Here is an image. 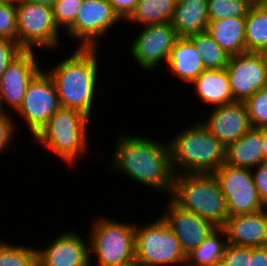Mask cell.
<instances>
[{
	"label": "cell",
	"mask_w": 267,
	"mask_h": 266,
	"mask_svg": "<svg viewBox=\"0 0 267 266\" xmlns=\"http://www.w3.org/2000/svg\"><path fill=\"white\" fill-rule=\"evenodd\" d=\"M117 138L111 160L110 172L116 171L134 183L149 187L153 192L170 196L174 172L171 165V152L167 140H156L139 134L116 133Z\"/></svg>",
	"instance_id": "6da1fadb"
},
{
	"label": "cell",
	"mask_w": 267,
	"mask_h": 266,
	"mask_svg": "<svg viewBox=\"0 0 267 266\" xmlns=\"http://www.w3.org/2000/svg\"><path fill=\"white\" fill-rule=\"evenodd\" d=\"M99 52L98 48L77 47L63 60L46 67L56 86L61 108L74 109L93 117L94 100L98 96L97 89H100Z\"/></svg>",
	"instance_id": "7a4b0ae2"
},
{
	"label": "cell",
	"mask_w": 267,
	"mask_h": 266,
	"mask_svg": "<svg viewBox=\"0 0 267 266\" xmlns=\"http://www.w3.org/2000/svg\"><path fill=\"white\" fill-rule=\"evenodd\" d=\"M168 138L174 174H213L225 162L224 145L199 121Z\"/></svg>",
	"instance_id": "3957f363"
},
{
	"label": "cell",
	"mask_w": 267,
	"mask_h": 266,
	"mask_svg": "<svg viewBox=\"0 0 267 266\" xmlns=\"http://www.w3.org/2000/svg\"><path fill=\"white\" fill-rule=\"evenodd\" d=\"M90 117L84 113L74 110L60 108L48 120L41 131L31 139L50 153L52 152L61 161L74 167L79 159L85 156L90 150L88 131Z\"/></svg>",
	"instance_id": "277c9868"
},
{
	"label": "cell",
	"mask_w": 267,
	"mask_h": 266,
	"mask_svg": "<svg viewBox=\"0 0 267 266\" xmlns=\"http://www.w3.org/2000/svg\"><path fill=\"white\" fill-rule=\"evenodd\" d=\"M169 198L217 227H223L229 217L225 196L213 174L174 175Z\"/></svg>",
	"instance_id": "5b68a950"
},
{
	"label": "cell",
	"mask_w": 267,
	"mask_h": 266,
	"mask_svg": "<svg viewBox=\"0 0 267 266\" xmlns=\"http://www.w3.org/2000/svg\"><path fill=\"white\" fill-rule=\"evenodd\" d=\"M107 216H97L91 221L92 225L89 228L91 231L87 233L90 261L96 266H122L135 263L134 221L123 222Z\"/></svg>",
	"instance_id": "8992f818"
},
{
	"label": "cell",
	"mask_w": 267,
	"mask_h": 266,
	"mask_svg": "<svg viewBox=\"0 0 267 266\" xmlns=\"http://www.w3.org/2000/svg\"><path fill=\"white\" fill-rule=\"evenodd\" d=\"M135 258L139 266H185L186 255L178 238L159 217L135 223Z\"/></svg>",
	"instance_id": "52a82bcc"
},
{
	"label": "cell",
	"mask_w": 267,
	"mask_h": 266,
	"mask_svg": "<svg viewBox=\"0 0 267 266\" xmlns=\"http://www.w3.org/2000/svg\"><path fill=\"white\" fill-rule=\"evenodd\" d=\"M15 5L17 42L23 49L60 50L62 31L55 24L52 6L23 0H16Z\"/></svg>",
	"instance_id": "ba28073f"
},
{
	"label": "cell",
	"mask_w": 267,
	"mask_h": 266,
	"mask_svg": "<svg viewBox=\"0 0 267 266\" xmlns=\"http://www.w3.org/2000/svg\"><path fill=\"white\" fill-rule=\"evenodd\" d=\"M60 108L54 81L47 70L41 69L29 82L16 114L22 118V123L26 125V128L28 127L33 138Z\"/></svg>",
	"instance_id": "9c48e42d"
},
{
	"label": "cell",
	"mask_w": 267,
	"mask_h": 266,
	"mask_svg": "<svg viewBox=\"0 0 267 266\" xmlns=\"http://www.w3.org/2000/svg\"><path fill=\"white\" fill-rule=\"evenodd\" d=\"M121 21L107 0H83L75 22L65 36L67 33V37L78 40L79 47L100 49L101 38Z\"/></svg>",
	"instance_id": "30bf717a"
},
{
	"label": "cell",
	"mask_w": 267,
	"mask_h": 266,
	"mask_svg": "<svg viewBox=\"0 0 267 266\" xmlns=\"http://www.w3.org/2000/svg\"><path fill=\"white\" fill-rule=\"evenodd\" d=\"M213 175L225 196L229 217L255 213L266 208L258 196L251 169L224 163Z\"/></svg>",
	"instance_id": "8fae6325"
},
{
	"label": "cell",
	"mask_w": 267,
	"mask_h": 266,
	"mask_svg": "<svg viewBox=\"0 0 267 266\" xmlns=\"http://www.w3.org/2000/svg\"><path fill=\"white\" fill-rule=\"evenodd\" d=\"M140 28L128 50L134 62L142 70L151 73L164 62L167 64L170 52L179 36L171 22Z\"/></svg>",
	"instance_id": "7c38bea8"
},
{
	"label": "cell",
	"mask_w": 267,
	"mask_h": 266,
	"mask_svg": "<svg viewBox=\"0 0 267 266\" xmlns=\"http://www.w3.org/2000/svg\"><path fill=\"white\" fill-rule=\"evenodd\" d=\"M38 59L35 50H24L3 73L0 80V101L6 113L15 114L21 106L29 82L42 69ZM8 107L14 111H8Z\"/></svg>",
	"instance_id": "4fadbf2b"
},
{
	"label": "cell",
	"mask_w": 267,
	"mask_h": 266,
	"mask_svg": "<svg viewBox=\"0 0 267 266\" xmlns=\"http://www.w3.org/2000/svg\"><path fill=\"white\" fill-rule=\"evenodd\" d=\"M226 70L235 101L245 102L267 86V72L257 52L230 56Z\"/></svg>",
	"instance_id": "5bb4252c"
},
{
	"label": "cell",
	"mask_w": 267,
	"mask_h": 266,
	"mask_svg": "<svg viewBox=\"0 0 267 266\" xmlns=\"http://www.w3.org/2000/svg\"><path fill=\"white\" fill-rule=\"evenodd\" d=\"M160 216L178 238L185 255L198 247L217 226L209 220L176 205L169 197ZM167 208V209H166Z\"/></svg>",
	"instance_id": "9a60e30c"
},
{
	"label": "cell",
	"mask_w": 267,
	"mask_h": 266,
	"mask_svg": "<svg viewBox=\"0 0 267 266\" xmlns=\"http://www.w3.org/2000/svg\"><path fill=\"white\" fill-rule=\"evenodd\" d=\"M78 233L73 228L65 230L44 249L38 247V266H84L89 262V237L85 240Z\"/></svg>",
	"instance_id": "2e32d148"
},
{
	"label": "cell",
	"mask_w": 267,
	"mask_h": 266,
	"mask_svg": "<svg viewBox=\"0 0 267 266\" xmlns=\"http://www.w3.org/2000/svg\"><path fill=\"white\" fill-rule=\"evenodd\" d=\"M200 122L224 147L252 128L245 102L238 101L210 109L206 120L203 118Z\"/></svg>",
	"instance_id": "e0dca14e"
},
{
	"label": "cell",
	"mask_w": 267,
	"mask_h": 266,
	"mask_svg": "<svg viewBox=\"0 0 267 266\" xmlns=\"http://www.w3.org/2000/svg\"><path fill=\"white\" fill-rule=\"evenodd\" d=\"M223 228L228 244L245 247L267 246V208L255 213L230 216Z\"/></svg>",
	"instance_id": "ac0fdd59"
},
{
	"label": "cell",
	"mask_w": 267,
	"mask_h": 266,
	"mask_svg": "<svg viewBox=\"0 0 267 266\" xmlns=\"http://www.w3.org/2000/svg\"><path fill=\"white\" fill-rule=\"evenodd\" d=\"M189 86L194 88L196 97L211 108L236 102L226 68L205 69Z\"/></svg>",
	"instance_id": "d6986e66"
},
{
	"label": "cell",
	"mask_w": 267,
	"mask_h": 266,
	"mask_svg": "<svg viewBox=\"0 0 267 266\" xmlns=\"http://www.w3.org/2000/svg\"><path fill=\"white\" fill-rule=\"evenodd\" d=\"M165 68L171 76H177L176 79L188 85L205 70L194 44L187 37L176 40Z\"/></svg>",
	"instance_id": "ffe728a7"
},
{
	"label": "cell",
	"mask_w": 267,
	"mask_h": 266,
	"mask_svg": "<svg viewBox=\"0 0 267 266\" xmlns=\"http://www.w3.org/2000/svg\"><path fill=\"white\" fill-rule=\"evenodd\" d=\"M225 164L252 169L263 163L262 128H251L225 147Z\"/></svg>",
	"instance_id": "44dd1931"
},
{
	"label": "cell",
	"mask_w": 267,
	"mask_h": 266,
	"mask_svg": "<svg viewBox=\"0 0 267 266\" xmlns=\"http://www.w3.org/2000/svg\"><path fill=\"white\" fill-rule=\"evenodd\" d=\"M208 22V0H183L175 3L171 24L179 37L206 31Z\"/></svg>",
	"instance_id": "7402d4cb"
},
{
	"label": "cell",
	"mask_w": 267,
	"mask_h": 266,
	"mask_svg": "<svg viewBox=\"0 0 267 266\" xmlns=\"http://www.w3.org/2000/svg\"><path fill=\"white\" fill-rule=\"evenodd\" d=\"M206 31L229 57L246 52L245 18L209 21Z\"/></svg>",
	"instance_id": "603a6c76"
},
{
	"label": "cell",
	"mask_w": 267,
	"mask_h": 266,
	"mask_svg": "<svg viewBox=\"0 0 267 266\" xmlns=\"http://www.w3.org/2000/svg\"><path fill=\"white\" fill-rule=\"evenodd\" d=\"M228 245L223 227H217L201 244L186 255L185 266H219Z\"/></svg>",
	"instance_id": "cb8c5ba5"
},
{
	"label": "cell",
	"mask_w": 267,
	"mask_h": 266,
	"mask_svg": "<svg viewBox=\"0 0 267 266\" xmlns=\"http://www.w3.org/2000/svg\"><path fill=\"white\" fill-rule=\"evenodd\" d=\"M174 9V0H139L134 12L124 23L145 27L171 22Z\"/></svg>",
	"instance_id": "d4e9b609"
},
{
	"label": "cell",
	"mask_w": 267,
	"mask_h": 266,
	"mask_svg": "<svg viewBox=\"0 0 267 266\" xmlns=\"http://www.w3.org/2000/svg\"><path fill=\"white\" fill-rule=\"evenodd\" d=\"M245 27L246 52H258L267 45V2L253 3Z\"/></svg>",
	"instance_id": "484cf974"
},
{
	"label": "cell",
	"mask_w": 267,
	"mask_h": 266,
	"mask_svg": "<svg viewBox=\"0 0 267 266\" xmlns=\"http://www.w3.org/2000/svg\"><path fill=\"white\" fill-rule=\"evenodd\" d=\"M187 38L194 44L205 69L226 68L229 55L214 41L207 31L192 34Z\"/></svg>",
	"instance_id": "4316f807"
},
{
	"label": "cell",
	"mask_w": 267,
	"mask_h": 266,
	"mask_svg": "<svg viewBox=\"0 0 267 266\" xmlns=\"http://www.w3.org/2000/svg\"><path fill=\"white\" fill-rule=\"evenodd\" d=\"M0 241V266H38L37 246Z\"/></svg>",
	"instance_id": "83f0119b"
},
{
	"label": "cell",
	"mask_w": 267,
	"mask_h": 266,
	"mask_svg": "<svg viewBox=\"0 0 267 266\" xmlns=\"http://www.w3.org/2000/svg\"><path fill=\"white\" fill-rule=\"evenodd\" d=\"M252 5L251 0H208L209 21L245 18Z\"/></svg>",
	"instance_id": "f1b7e54d"
},
{
	"label": "cell",
	"mask_w": 267,
	"mask_h": 266,
	"mask_svg": "<svg viewBox=\"0 0 267 266\" xmlns=\"http://www.w3.org/2000/svg\"><path fill=\"white\" fill-rule=\"evenodd\" d=\"M252 128H267V86L245 101Z\"/></svg>",
	"instance_id": "f546056e"
},
{
	"label": "cell",
	"mask_w": 267,
	"mask_h": 266,
	"mask_svg": "<svg viewBox=\"0 0 267 266\" xmlns=\"http://www.w3.org/2000/svg\"><path fill=\"white\" fill-rule=\"evenodd\" d=\"M83 0H55L53 7L54 21L58 29L66 32L75 22Z\"/></svg>",
	"instance_id": "4dcf8cb0"
},
{
	"label": "cell",
	"mask_w": 267,
	"mask_h": 266,
	"mask_svg": "<svg viewBox=\"0 0 267 266\" xmlns=\"http://www.w3.org/2000/svg\"><path fill=\"white\" fill-rule=\"evenodd\" d=\"M0 38L17 41V14L15 2L0 3Z\"/></svg>",
	"instance_id": "1f68e13d"
},
{
	"label": "cell",
	"mask_w": 267,
	"mask_h": 266,
	"mask_svg": "<svg viewBox=\"0 0 267 266\" xmlns=\"http://www.w3.org/2000/svg\"><path fill=\"white\" fill-rule=\"evenodd\" d=\"M251 247L228 244L219 266H250Z\"/></svg>",
	"instance_id": "d6a6232c"
},
{
	"label": "cell",
	"mask_w": 267,
	"mask_h": 266,
	"mask_svg": "<svg viewBox=\"0 0 267 266\" xmlns=\"http://www.w3.org/2000/svg\"><path fill=\"white\" fill-rule=\"evenodd\" d=\"M15 115H12L10 113H6L3 117L0 118V154L3 157L2 153L6 152L7 149L12 148V144L15 138V134L17 136L19 124H17L16 119L14 117ZM17 130V131H16ZM12 143V144H11ZM9 147V148H8Z\"/></svg>",
	"instance_id": "836d02e7"
},
{
	"label": "cell",
	"mask_w": 267,
	"mask_h": 266,
	"mask_svg": "<svg viewBox=\"0 0 267 266\" xmlns=\"http://www.w3.org/2000/svg\"><path fill=\"white\" fill-rule=\"evenodd\" d=\"M24 49L17 41L0 38V80L8 65L13 62Z\"/></svg>",
	"instance_id": "e575fe53"
},
{
	"label": "cell",
	"mask_w": 267,
	"mask_h": 266,
	"mask_svg": "<svg viewBox=\"0 0 267 266\" xmlns=\"http://www.w3.org/2000/svg\"><path fill=\"white\" fill-rule=\"evenodd\" d=\"M251 172L258 196L267 208V162L255 166Z\"/></svg>",
	"instance_id": "d590c367"
},
{
	"label": "cell",
	"mask_w": 267,
	"mask_h": 266,
	"mask_svg": "<svg viewBox=\"0 0 267 266\" xmlns=\"http://www.w3.org/2000/svg\"><path fill=\"white\" fill-rule=\"evenodd\" d=\"M138 1L139 0H107L121 18L122 22H125L134 12Z\"/></svg>",
	"instance_id": "8d00e7d4"
},
{
	"label": "cell",
	"mask_w": 267,
	"mask_h": 266,
	"mask_svg": "<svg viewBox=\"0 0 267 266\" xmlns=\"http://www.w3.org/2000/svg\"><path fill=\"white\" fill-rule=\"evenodd\" d=\"M250 266H267V246L251 247Z\"/></svg>",
	"instance_id": "74e56055"
},
{
	"label": "cell",
	"mask_w": 267,
	"mask_h": 266,
	"mask_svg": "<svg viewBox=\"0 0 267 266\" xmlns=\"http://www.w3.org/2000/svg\"><path fill=\"white\" fill-rule=\"evenodd\" d=\"M263 162H267V128H262Z\"/></svg>",
	"instance_id": "f35d334b"
},
{
	"label": "cell",
	"mask_w": 267,
	"mask_h": 266,
	"mask_svg": "<svg viewBox=\"0 0 267 266\" xmlns=\"http://www.w3.org/2000/svg\"><path fill=\"white\" fill-rule=\"evenodd\" d=\"M257 53L260 55L263 62V66L265 67L267 72V45L262 47Z\"/></svg>",
	"instance_id": "ab89813d"
},
{
	"label": "cell",
	"mask_w": 267,
	"mask_h": 266,
	"mask_svg": "<svg viewBox=\"0 0 267 266\" xmlns=\"http://www.w3.org/2000/svg\"><path fill=\"white\" fill-rule=\"evenodd\" d=\"M32 3L46 4L52 6L55 0H23Z\"/></svg>",
	"instance_id": "60d3db41"
},
{
	"label": "cell",
	"mask_w": 267,
	"mask_h": 266,
	"mask_svg": "<svg viewBox=\"0 0 267 266\" xmlns=\"http://www.w3.org/2000/svg\"><path fill=\"white\" fill-rule=\"evenodd\" d=\"M6 114V112L3 110L1 101H0V118L3 117Z\"/></svg>",
	"instance_id": "b9f144b4"
},
{
	"label": "cell",
	"mask_w": 267,
	"mask_h": 266,
	"mask_svg": "<svg viewBox=\"0 0 267 266\" xmlns=\"http://www.w3.org/2000/svg\"><path fill=\"white\" fill-rule=\"evenodd\" d=\"M16 2V0H0V3Z\"/></svg>",
	"instance_id": "7bdbcfd3"
},
{
	"label": "cell",
	"mask_w": 267,
	"mask_h": 266,
	"mask_svg": "<svg viewBox=\"0 0 267 266\" xmlns=\"http://www.w3.org/2000/svg\"><path fill=\"white\" fill-rule=\"evenodd\" d=\"M84 266H96L92 261L87 262Z\"/></svg>",
	"instance_id": "ee69618b"
},
{
	"label": "cell",
	"mask_w": 267,
	"mask_h": 266,
	"mask_svg": "<svg viewBox=\"0 0 267 266\" xmlns=\"http://www.w3.org/2000/svg\"><path fill=\"white\" fill-rule=\"evenodd\" d=\"M253 3L267 2V0H251Z\"/></svg>",
	"instance_id": "f6af8a7d"
},
{
	"label": "cell",
	"mask_w": 267,
	"mask_h": 266,
	"mask_svg": "<svg viewBox=\"0 0 267 266\" xmlns=\"http://www.w3.org/2000/svg\"><path fill=\"white\" fill-rule=\"evenodd\" d=\"M122 266H139V265L135 262V263L126 264V265H122Z\"/></svg>",
	"instance_id": "bcb514c9"
},
{
	"label": "cell",
	"mask_w": 267,
	"mask_h": 266,
	"mask_svg": "<svg viewBox=\"0 0 267 266\" xmlns=\"http://www.w3.org/2000/svg\"><path fill=\"white\" fill-rule=\"evenodd\" d=\"M180 1H183V0H174L175 3L180 2Z\"/></svg>",
	"instance_id": "7dc6e473"
}]
</instances>
